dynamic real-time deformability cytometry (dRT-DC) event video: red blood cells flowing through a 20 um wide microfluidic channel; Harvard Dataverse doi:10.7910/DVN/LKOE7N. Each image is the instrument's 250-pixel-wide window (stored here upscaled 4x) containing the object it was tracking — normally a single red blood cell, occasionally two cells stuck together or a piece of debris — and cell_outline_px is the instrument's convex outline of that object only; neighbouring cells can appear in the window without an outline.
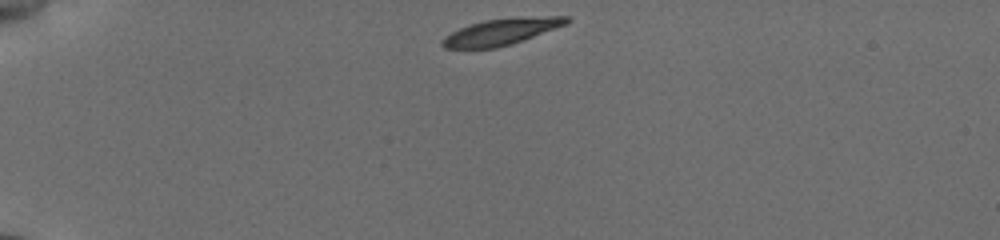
{"species": "common noctule bat (a hibernating species)", "species_latin": "Nyctalus noctula", "temperature_condition": "cold", "stored_images_in_passage": 42, "camera_frame_rate_fps": 3000, "um_per_image_px": 0.085, "animal": {"sex": "female", "body_mass_g": 19.5, "forearm_length_mm": 54.1}, "frame": {"image": 1, "passage_image": 1, "time_ms": 0.0, "image_size_px": [1000, 240], "cell_outline_px": [[572, 20], [564, 24], [524, 40], [512, 44], [496, 48], [444, 48], [440, 44], [440, 40], [444, 36], [460, 28], [484, 20], [516, 16], [568, 16]], "centroid_in_image_um": [42.59, 2.69], "position_along_channel_um": 42.4, "area_um2": 19.19}}
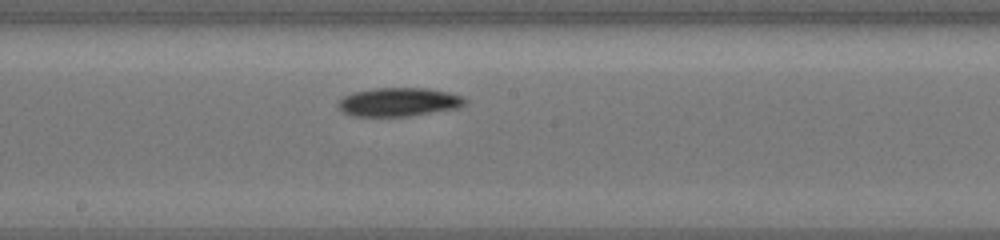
{"frame": {"image": 2, "passage_image": 19, "time_ms": 6.0, "image_size_px": [1000, 240], "cell_outline_px": [[468, 100], [460, 108], [408, 116], [352, 116], [340, 112], [336, 104], [344, 96], [352, 92], [372, 88], [428, 88], [448, 92], [464, 96]], "centroid_in_image_um": [33.88, 8.67], "position_along_channel_um": 214.3, "area_um2": 21.5}}
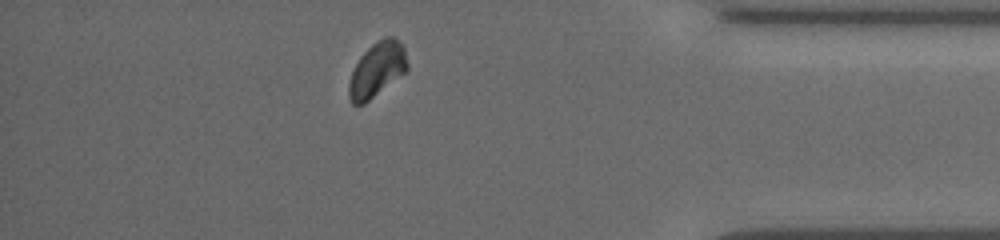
{"frame": {"image": 3, "passage_image": 36, "time_ms": 11.667, "image_size_px": [1000, 240], "cell_outline_px": [[408, 68], [404, 72], [364, 104], [352, 104], [348, 96], [348, 84], [352, 72], [360, 56], [376, 40], [384, 36], [396, 36], [404, 48], [408, 64]], "centroid_in_image_um": [32.04, 5.88], "position_along_channel_um": 403.2, "area_um2": 18.5}, "authors_computed_cell_mechanics": {"area_um2": 20.2011, "velocity_mm_per_s": 3.7566, "shape_relaxation_time_tau1_ms": 3.6871, "shape_relaxation_time_tau2_ms": null, "deformation_change_tau1": 0.1045, "deformation_change_tau2": null}}